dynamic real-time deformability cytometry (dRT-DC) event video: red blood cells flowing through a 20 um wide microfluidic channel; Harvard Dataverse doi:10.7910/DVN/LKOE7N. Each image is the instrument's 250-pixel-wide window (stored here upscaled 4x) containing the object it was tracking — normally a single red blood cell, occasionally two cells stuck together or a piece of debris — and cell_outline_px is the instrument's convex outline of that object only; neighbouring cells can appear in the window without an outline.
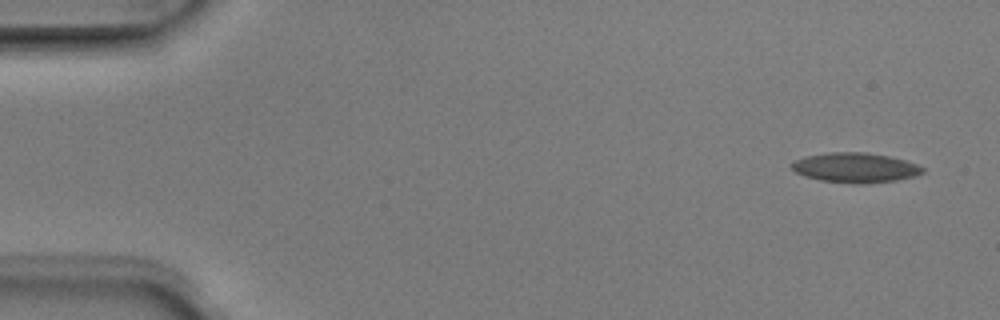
{"species": "Egyptian fruit bat (a non-hibernating species)", "species_latin": "Rousettus aegyptiacus", "temperature_condition": "room temperature", "stored_images_in_passage": 4, "camera_frame_rate_fps": 3000, "um_per_image_px": 0.085, "animal": {"sex": "male"}, "frame": {"image": 1, "passage_image": 1, "time_ms": 0.0, "image_size_px": [1000, 320], "cell_outline_px": [[924, 172], [916, 176], [896, 180], [860, 184], [852, 184], [820, 180], [804, 176], [796, 172], [788, 164], [792, 160], [804, 156], [828, 152], [868, 152], [888, 156], [904, 160], [916, 164], [924, 168]], "centroid_in_image_um": [72.65, 14.24], "position_along_channel_um": 12.4, "area_um2": 23.0}}
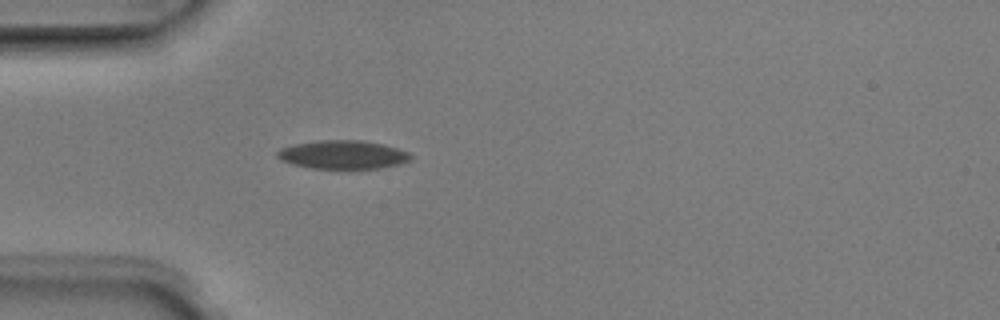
{"frame": {"image": 2, "passage_image": 4, "time_ms": 1.0, "image_size_px": [1000, 320], "cell_outline_px": [[412, 160], [400, 164], [380, 168], [312, 168], [292, 164], [280, 160], [276, 156], [276, 152], [280, 148], [292, 144], [316, 140], [360, 140], [384, 144], [408, 152], [412, 156]], "centroid_in_image_um": [29.12, 13.14], "position_along_channel_um": 55.9, "area_um2": 22.31}}